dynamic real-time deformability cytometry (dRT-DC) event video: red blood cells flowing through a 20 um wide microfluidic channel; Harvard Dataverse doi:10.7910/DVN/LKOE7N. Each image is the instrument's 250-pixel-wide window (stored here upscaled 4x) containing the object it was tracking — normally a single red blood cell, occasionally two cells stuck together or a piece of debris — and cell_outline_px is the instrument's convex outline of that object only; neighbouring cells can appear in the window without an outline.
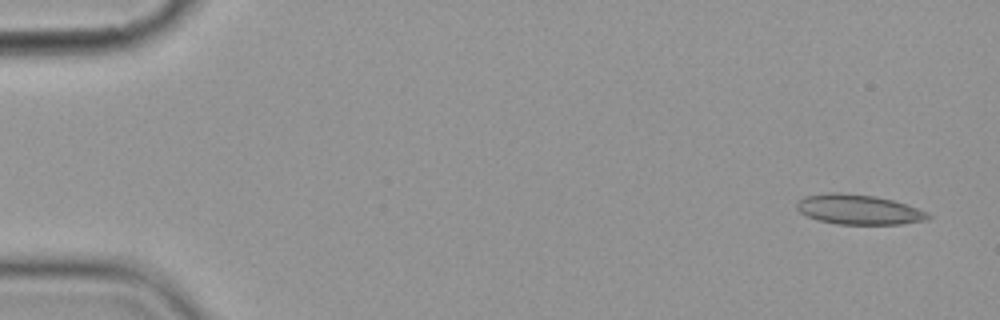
{"species": "common noctule bat (a hibernating species)", "species_latin": "Nyctalus noctula", "temperature_condition": "cold", "stored_images_in_passage": 6, "camera_frame_rate_fps": 3000, "um_per_image_px": 0.085, "animal": {"sex": "female", "body_mass_g": 19.9}, "frame": {"image": 1, "passage_image": 1, "time_ms": 0.0, "image_size_px": [1000, 320], "cell_outline_px": [[932, 216], [928, 220], [900, 224], [836, 224], [816, 220], [800, 212], [796, 208], [796, 200], [804, 196], [828, 192], [840, 192], [876, 196], [892, 200], [928, 212]], "centroid_in_image_um": [72.94, 17.8], "position_along_channel_um": 12.1, "area_um2": 23.06}}
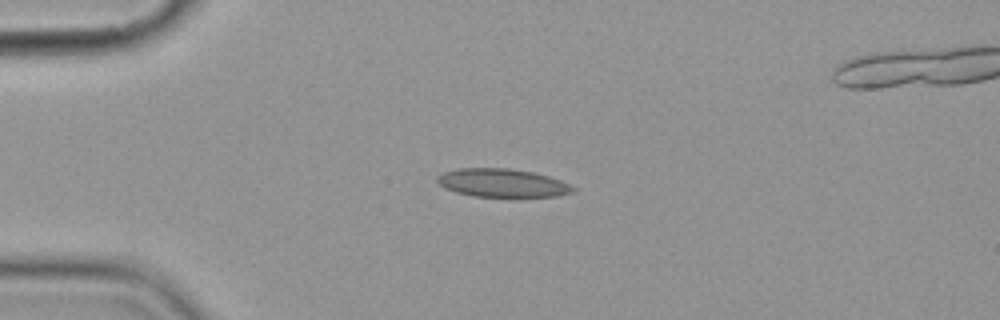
{"frame": {"image": 2, "passage_image": 4, "time_ms": 3.667, "image_size_px": [1000, 320], "cell_outline_px": [[576, 192], [556, 196], [472, 196], [456, 192], [444, 188], [436, 180], [436, 176], [444, 172], [460, 168], [508, 168], [532, 172], [548, 176], [560, 180], [576, 188]], "centroid_in_image_um": [42.69, 15.54], "position_along_channel_um": 42.3, "area_um2": 22.25}}